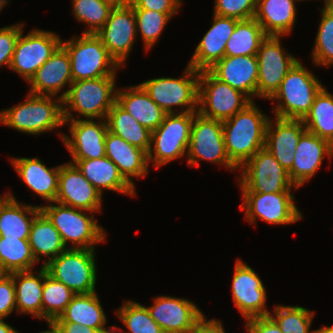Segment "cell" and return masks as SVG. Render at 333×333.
I'll return each mask as SVG.
<instances>
[{
	"mask_svg": "<svg viewBox=\"0 0 333 333\" xmlns=\"http://www.w3.org/2000/svg\"><path fill=\"white\" fill-rule=\"evenodd\" d=\"M259 109L252 101L242 111L222 122L226 151L237 169L265 147L270 116Z\"/></svg>",
	"mask_w": 333,
	"mask_h": 333,
	"instance_id": "1",
	"label": "cell"
},
{
	"mask_svg": "<svg viewBox=\"0 0 333 333\" xmlns=\"http://www.w3.org/2000/svg\"><path fill=\"white\" fill-rule=\"evenodd\" d=\"M115 84L116 76L73 81L59 96L64 120L77 119L72 112L86 119H106L116 102Z\"/></svg>",
	"mask_w": 333,
	"mask_h": 333,
	"instance_id": "2",
	"label": "cell"
},
{
	"mask_svg": "<svg viewBox=\"0 0 333 333\" xmlns=\"http://www.w3.org/2000/svg\"><path fill=\"white\" fill-rule=\"evenodd\" d=\"M27 94L26 101L0 111V123L11 129L39 135L64 125L62 99Z\"/></svg>",
	"mask_w": 333,
	"mask_h": 333,
	"instance_id": "3",
	"label": "cell"
},
{
	"mask_svg": "<svg viewBox=\"0 0 333 333\" xmlns=\"http://www.w3.org/2000/svg\"><path fill=\"white\" fill-rule=\"evenodd\" d=\"M323 87L317 76L298 60L269 99L272 102L278 100L273 108V117L303 120Z\"/></svg>",
	"mask_w": 333,
	"mask_h": 333,
	"instance_id": "4",
	"label": "cell"
},
{
	"mask_svg": "<svg viewBox=\"0 0 333 333\" xmlns=\"http://www.w3.org/2000/svg\"><path fill=\"white\" fill-rule=\"evenodd\" d=\"M54 203L40 206L41 211L59 231L66 248L96 249V244L106 241L105 229L97 222L94 212L89 216L88 211ZM69 243L73 246L68 247Z\"/></svg>",
	"mask_w": 333,
	"mask_h": 333,
	"instance_id": "5",
	"label": "cell"
},
{
	"mask_svg": "<svg viewBox=\"0 0 333 333\" xmlns=\"http://www.w3.org/2000/svg\"><path fill=\"white\" fill-rule=\"evenodd\" d=\"M61 46L69 55L73 81L116 76L121 68L96 34L61 40Z\"/></svg>",
	"mask_w": 333,
	"mask_h": 333,
	"instance_id": "6",
	"label": "cell"
},
{
	"mask_svg": "<svg viewBox=\"0 0 333 333\" xmlns=\"http://www.w3.org/2000/svg\"><path fill=\"white\" fill-rule=\"evenodd\" d=\"M197 112L166 114L163 122L152 131L147 153L148 163L160 168L187 155L191 127Z\"/></svg>",
	"mask_w": 333,
	"mask_h": 333,
	"instance_id": "7",
	"label": "cell"
},
{
	"mask_svg": "<svg viewBox=\"0 0 333 333\" xmlns=\"http://www.w3.org/2000/svg\"><path fill=\"white\" fill-rule=\"evenodd\" d=\"M183 77H160L139 83L167 114L198 112L199 71L189 64ZM181 107L176 112L174 107Z\"/></svg>",
	"mask_w": 333,
	"mask_h": 333,
	"instance_id": "8",
	"label": "cell"
},
{
	"mask_svg": "<svg viewBox=\"0 0 333 333\" xmlns=\"http://www.w3.org/2000/svg\"><path fill=\"white\" fill-rule=\"evenodd\" d=\"M96 249L67 248L44 267L55 280L77 294L96 292Z\"/></svg>",
	"mask_w": 333,
	"mask_h": 333,
	"instance_id": "9",
	"label": "cell"
},
{
	"mask_svg": "<svg viewBox=\"0 0 333 333\" xmlns=\"http://www.w3.org/2000/svg\"><path fill=\"white\" fill-rule=\"evenodd\" d=\"M238 185L241 192L277 193L298 189L289 179L288 171L265 147L254 154L240 169Z\"/></svg>",
	"mask_w": 333,
	"mask_h": 333,
	"instance_id": "10",
	"label": "cell"
},
{
	"mask_svg": "<svg viewBox=\"0 0 333 333\" xmlns=\"http://www.w3.org/2000/svg\"><path fill=\"white\" fill-rule=\"evenodd\" d=\"M251 102L245 94L219 80L209 70L199 71L198 112L202 116L223 122Z\"/></svg>",
	"mask_w": 333,
	"mask_h": 333,
	"instance_id": "11",
	"label": "cell"
},
{
	"mask_svg": "<svg viewBox=\"0 0 333 333\" xmlns=\"http://www.w3.org/2000/svg\"><path fill=\"white\" fill-rule=\"evenodd\" d=\"M187 157L191 167H199V161L207 160L230 171L238 170L226 151L222 121L204 117L199 112L194 115Z\"/></svg>",
	"mask_w": 333,
	"mask_h": 333,
	"instance_id": "12",
	"label": "cell"
},
{
	"mask_svg": "<svg viewBox=\"0 0 333 333\" xmlns=\"http://www.w3.org/2000/svg\"><path fill=\"white\" fill-rule=\"evenodd\" d=\"M241 197L240 210H244L245 219L253 225L257 218L276 225L293 224L302 219V213L294 204V193L242 192Z\"/></svg>",
	"mask_w": 333,
	"mask_h": 333,
	"instance_id": "13",
	"label": "cell"
},
{
	"mask_svg": "<svg viewBox=\"0 0 333 333\" xmlns=\"http://www.w3.org/2000/svg\"><path fill=\"white\" fill-rule=\"evenodd\" d=\"M61 40L58 34L43 29H33L23 36L22 29L9 69L19 74L28 83L61 45Z\"/></svg>",
	"mask_w": 333,
	"mask_h": 333,
	"instance_id": "14",
	"label": "cell"
},
{
	"mask_svg": "<svg viewBox=\"0 0 333 333\" xmlns=\"http://www.w3.org/2000/svg\"><path fill=\"white\" fill-rule=\"evenodd\" d=\"M281 36H267L257 52L258 82L257 97L270 99L279 89L281 82L298 61L282 47Z\"/></svg>",
	"mask_w": 333,
	"mask_h": 333,
	"instance_id": "15",
	"label": "cell"
},
{
	"mask_svg": "<svg viewBox=\"0 0 333 333\" xmlns=\"http://www.w3.org/2000/svg\"><path fill=\"white\" fill-rule=\"evenodd\" d=\"M96 35L109 54L123 67L138 36L132 5L113 7L106 23Z\"/></svg>",
	"mask_w": 333,
	"mask_h": 333,
	"instance_id": "16",
	"label": "cell"
},
{
	"mask_svg": "<svg viewBox=\"0 0 333 333\" xmlns=\"http://www.w3.org/2000/svg\"><path fill=\"white\" fill-rule=\"evenodd\" d=\"M231 287L234 305L246 320L269 315L267 293L260 276L240 259L235 263Z\"/></svg>",
	"mask_w": 333,
	"mask_h": 333,
	"instance_id": "17",
	"label": "cell"
},
{
	"mask_svg": "<svg viewBox=\"0 0 333 333\" xmlns=\"http://www.w3.org/2000/svg\"><path fill=\"white\" fill-rule=\"evenodd\" d=\"M64 120L69 125L71 136L61 134L64 145L72 159H96L105 157V136L108 132L106 119Z\"/></svg>",
	"mask_w": 333,
	"mask_h": 333,
	"instance_id": "18",
	"label": "cell"
},
{
	"mask_svg": "<svg viewBox=\"0 0 333 333\" xmlns=\"http://www.w3.org/2000/svg\"><path fill=\"white\" fill-rule=\"evenodd\" d=\"M102 195L73 163L60 165L55 202L90 212H100Z\"/></svg>",
	"mask_w": 333,
	"mask_h": 333,
	"instance_id": "19",
	"label": "cell"
},
{
	"mask_svg": "<svg viewBox=\"0 0 333 333\" xmlns=\"http://www.w3.org/2000/svg\"><path fill=\"white\" fill-rule=\"evenodd\" d=\"M147 309L164 333H185L204 312L189 299L160 295Z\"/></svg>",
	"mask_w": 333,
	"mask_h": 333,
	"instance_id": "20",
	"label": "cell"
},
{
	"mask_svg": "<svg viewBox=\"0 0 333 333\" xmlns=\"http://www.w3.org/2000/svg\"><path fill=\"white\" fill-rule=\"evenodd\" d=\"M324 156L333 158V145L306 130L299 139L292 167L288 171L290 181L298 188L303 186L322 166Z\"/></svg>",
	"mask_w": 333,
	"mask_h": 333,
	"instance_id": "21",
	"label": "cell"
},
{
	"mask_svg": "<svg viewBox=\"0 0 333 333\" xmlns=\"http://www.w3.org/2000/svg\"><path fill=\"white\" fill-rule=\"evenodd\" d=\"M213 23L198 43L189 65L202 71L211 68L225 56L226 42L233 33L239 20L218 16L213 13Z\"/></svg>",
	"mask_w": 333,
	"mask_h": 333,
	"instance_id": "22",
	"label": "cell"
},
{
	"mask_svg": "<svg viewBox=\"0 0 333 333\" xmlns=\"http://www.w3.org/2000/svg\"><path fill=\"white\" fill-rule=\"evenodd\" d=\"M216 78L241 91L251 101L257 97L258 60L251 56H224L208 69Z\"/></svg>",
	"mask_w": 333,
	"mask_h": 333,
	"instance_id": "23",
	"label": "cell"
},
{
	"mask_svg": "<svg viewBox=\"0 0 333 333\" xmlns=\"http://www.w3.org/2000/svg\"><path fill=\"white\" fill-rule=\"evenodd\" d=\"M266 127L265 148L289 171L301 135L306 131L302 120L275 117Z\"/></svg>",
	"mask_w": 333,
	"mask_h": 333,
	"instance_id": "24",
	"label": "cell"
},
{
	"mask_svg": "<svg viewBox=\"0 0 333 333\" xmlns=\"http://www.w3.org/2000/svg\"><path fill=\"white\" fill-rule=\"evenodd\" d=\"M70 58L67 51L60 45L50 58L37 70L28 82L29 93L44 96H57L65 87L71 85Z\"/></svg>",
	"mask_w": 333,
	"mask_h": 333,
	"instance_id": "25",
	"label": "cell"
},
{
	"mask_svg": "<svg viewBox=\"0 0 333 333\" xmlns=\"http://www.w3.org/2000/svg\"><path fill=\"white\" fill-rule=\"evenodd\" d=\"M10 161L29 189L47 203L55 202L58 192L60 165L48 168L37 157H12Z\"/></svg>",
	"mask_w": 333,
	"mask_h": 333,
	"instance_id": "26",
	"label": "cell"
},
{
	"mask_svg": "<svg viewBox=\"0 0 333 333\" xmlns=\"http://www.w3.org/2000/svg\"><path fill=\"white\" fill-rule=\"evenodd\" d=\"M105 154L116 164L120 174L135 189L132 179L145 177L149 172L147 153L110 131L105 136Z\"/></svg>",
	"mask_w": 333,
	"mask_h": 333,
	"instance_id": "27",
	"label": "cell"
},
{
	"mask_svg": "<svg viewBox=\"0 0 333 333\" xmlns=\"http://www.w3.org/2000/svg\"><path fill=\"white\" fill-rule=\"evenodd\" d=\"M77 166L83 176L103 194L104 190H111L136 196V190L120 174L116 164L108 157L96 159H72L69 161Z\"/></svg>",
	"mask_w": 333,
	"mask_h": 333,
	"instance_id": "28",
	"label": "cell"
},
{
	"mask_svg": "<svg viewBox=\"0 0 333 333\" xmlns=\"http://www.w3.org/2000/svg\"><path fill=\"white\" fill-rule=\"evenodd\" d=\"M300 0H257L255 19L267 36H285L292 32Z\"/></svg>",
	"mask_w": 333,
	"mask_h": 333,
	"instance_id": "29",
	"label": "cell"
},
{
	"mask_svg": "<svg viewBox=\"0 0 333 333\" xmlns=\"http://www.w3.org/2000/svg\"><path fill=\"white\" fill-rule=\"evenodd\" d=\"M116 102L151 132L163 122L167 114L150 98L140 84L126 87L124 91L117 89Z\"/></svg>",
	"mask_w": 333,
	"mask_h": 333,
	"instance_id": "30",
	"label": "cell"
},
{
	"mask_svg": "<svg viewBox=\"0 0 333 333\" xmlns=\"http://www.w3.org/2000/svg\"><path fill=\"white\" fill-rule=\"evenodd\" d=\"M15 287L16 312L29 314L42 320V292L44 283V266L36 275L34 271L10 273Z\"/></svg>",
	"mask_w": 333,
	"mask_h": 333,
	"instance_id": "31",
	"label": "cell"
},
{
	"mask_svg": "<svg viewBox=\"0 0 333 333\" xmlns=\"http://www.w3.org/2000/svg\"><path fill=\"white\" fill-rule=\"evenodd\" d=\"M28 242L37 263L41 261L40 256L47 257L48 260L44 259L42 266L67 249L59 231L42 211L31 225Z\"/></svg>",
	"mask_w": 333,
	"mask_h": 333,
	"instance_id": "32",
	"label": "cell"
},
{
	"mask_svg": "<svg viewBox=\"0 0 333 333\" xmlns=\"http://www.w3.org/2000/svg\"><path fill=\"white\" fill-rule=\"evenodd\" d=\"M103 310L97 292L77 294L65 311L53 322L77 323L83 327L99 329L106 327L107 324V317Z\"/></svg>",
	"mask_w": 333,
	"mask_h": 333,
	"instance_id": "33",
	"label": "cell"
},
{
	"mask_svg": "<svg viewBox=\"0 0 333 333\" xmlns=\"http://www.w3.org/2000/svg\"><path fill=\"white\" fill-rule=\"evenodd\" d=\"M40 212L39 205L20 204L13 196L0 212V237L28 239L31 225Z\"/></svg>",
	"mask_w": 333,
	"mask_h": 333,
	"instance_id": "34",
	"label": "cell"
},
{
	"mask_svg": "<svg viewBox=\"0 0 333 333\" xmlns=\"http://www.w3.org/2000/svg\"><path fill=\"white\" fill-rule=\"evenodd\" d=\"M106 121L108 131L148 153L152 132L138 123L117 102L109 110Z\"/></svg>",
	"mask_w": 333,
	"mask_h": 333,
	"instance_id": "35",
	"label": "cell"
},
{
	"mask_svg": "<svg viewBox=\"0 0 333 333\" xmlns=\"http://www.w3.org/2000/svg\"><path fill=\"white\" fill-rule=\"evenodd\" d=\"M266 37L255 18L239 20L226 42L225 56L257 55L260 44Z\"/></svg>",
	"mask_w": 333,
	"mask_h": 333,
	"instance_id": "36",
	"label": "cell"
},
{
	"mask_svg": "<svg viewBox=\"0 0 333 333\" xmlns=\"http://www.w3.org/2000/svg\"><path fill=\"white\" fill-rule=\"evenodd\" d=\"M302 121L307 131L333 145V94L325 86L315 96L309 113Z\"/></svg>",
	"mask_w": 333,
	"mask_h": 333,
	"instance_id": "37",
	"label": "cell"
},
{
	"mask_svg": "<svg viewBox=\"0 0 333 333\" xmlns=\"http://www.w3.org/2000/svg\"><path fill=\"white\" fill-rule=\"evenodd\" d=\"M36 263L28 239L0 237V273L31 271Z\"/></svg>",
	"mask_w": 333,
	"mask_h": 333,
	"instance_id": "38",
	"label": "cell"
},
{
	"mask_svg": "<svg viewBox=\"0 0 333 333\" xmlns=\"http://www.w3.org/2000/svg\"><path fill=\"white\" fill-rule=\"evenodd\" d=\"M75 295L67 286L50 276L44 267L42 319L45 322L59 317Z\"/></svg>",
	"mask_w": 333,
	"mask_h": 333,
	"instance_id": "39",
	"label": "cell"
},
{
	"mask_svg": "<svg viewBox=\"0 0 333 333\" xmlns=\"http://www.w3.org/2000/svg\"><path fill=\"white\" fill-rule=\"evenodd\" d=\"M312 61L316 66L331 67L333 64V5H323Z\"/></svg>",
	"mask_w": 333,
	"mask_h": 333,
	"instance_id": "40",
	"label": "cell"
},
{
	"mask_svg": "<svg viewBox=\"0 0 333 333\" xmlns=\"http://www.w3.org/2000/svg\"><path fill=\"white\" fill-rule=\"evenodd\" d=\"M269 316L276 322L282 333H315L310 330L315 313L301 306L275 305Z\"/></svg>",
	"mask_w": 333,
	"mask_h": 333,
	"instance_id": "41",
	"label": "cell"
},
{
	"mask_svg": "<svg viewBox=\"0 0 333 333\" xmlns=\"http://www.w3.org/2000/svg\"><path fill=\"white\" fill-rule=\"evenodd\" d=\"M128 333H164L151 317L147 306L133 301H124L115 312Z\"/></svg>",
	"mask_w": 333,
	"mask_h": 333,
	"instance_id": "42",
	"label": "cell"
},
{
	"mask_svg": "<svg viewBox=\"0 0 333 333\" xmlns=\"http://www.w3.org/2000/svg\"><path fill=\"white\" fill-rule=\"evenodd\" d=\"M75 19L88 28L83 34H96L106 23L112 6L103 0H72Z\"/></svg>",
	"mask_w": 333,
	"mask_h": 333,
	"instance_id": "43",
	"label": "cell"
},
{
	"mask_svg": "<svg viewBox=\"0 0 333 333\" xmlns=\"http://www.w3.org/2000/svg\"><path fill=\"white\" fill-rule=\"evenodd\" d=\"M134 13L136 31L140 32L146 51L158 42L168 21L175 16L147 9H134Z\"/></svg>",
	"mask_w": 333,
	"mask_h": 333,
	"instance_id": "44",
	"label": "cell"
},
{
	"mask_svg": "<svg viewBox=\"0 0 333 333\" xmlns=\"http://www.w3.org/2000/svg\"><path fill=\"white\" fill-rule=\"evenodd\" d=\"M257 0H215L213 13L234 18L247 20L255 17Z\"/></svg>",
	"mask_w": 333,
	"mask_h": 333,
	"instance_id": "45",
	"label": "cell"
},
{
	"mask_svg": "<svg viewBox=\"0 0 333 333\" xmlns=\"http://www.w3.org/2000/svg\"><path fill=\"white\" fill-rule=\"evenodd\" d=\"M23 23L0 28V67H10L16 42L23 29Z\"/></svg>",
	"mask_w": 333,
	"mask_h": 333,
	"instance_id": "46",
	"label": "cell"
},
{
	"mask_svg": "<svg viewBox=\"0 0 333 333\" xmlns=\"http://www.w3.org/2000/svg\"><path fill=\"white\" fill-rule=\"evenodd\" d=\"M16 310L15 287L11 274L0 273V319Z\"/></svg>",
	"mask_w": 333,
	"mask_h": 333,
	"instance_id": "47",
	"label": "cell"
},
{
	"mask_svg": "<svg viewBox=\"0 0 333 333\" xmlns=\"http://www.w3.org/2000/svg\"><path fill=\"white\" fill-rule=\"evenodd\" d=\"M181 4V0H131L133 9L154 10L167 15H175Z\"/></svg>",
	"mask_w": 333,
	"mask_h": 333,
	"instance_id": "48",
	"label": "cell"
},
{
	"mask_svg": "<svg viewBox=\"0 0 333 333\" xmlns=\"http://www.w3.org/2000/svg\"><path fill=\"white\" fill-rule=\"evenodd\" d=\"M245 325L248 333H282L269 315L247 319Z\"/></svg>",
	"mask_w": 333,
	"mask_h": 333,
	"instance_id": "49",
	"label": "cell"
},
{
	"mask_svg": "<svg viewBox=\"0 0 333 333\" xmlns=\"http://www.w3.org/2000/svg\"><path fill=\"white\" fill-rule=\"evenodd\" d=\"M185 333H226V331L219 319L207 320L204 315Z\"/></svg>",
	"mask_w": 333,
	"mask_h": 333,
	"instance_id": "50",
	"label": "cell"
},
{
	"mask_svg": "<svg viewBox=\"0 0 333 333\" xmlns=\"http://www.w3.org/2000/svg\"><path fill=\"white\" fill-rule=\"evenodd\" d=\"M61 333H89L93 332L95 329L90 327H83L77 323L70 322H54Z\"/></svg>",
	"mask_w": 333,
	"mask_h": 333,
	"instance_id": "51",
	"label": "cell"
},
{
	"mask_svg": "<svg viewBox=\"0 0 333 333\" xmlns=\"http://www.w3.org/2000/svg\"><path fill=\"white\" fill-rule=\"evenodd\" d=\"M0 333H18V331L10 324L0 319Z\"/></svg>",
	"mask_w": 333,
	"mask_h": 333,
	"instance_id": "52",
	"label": "cell"
},
{
	"mask_svg": "<svg viewBox=\"0 0 333 333\" xmlns=\"http://www.w3.org/2000/svg\"><path fill=\"white\" fill-rule=\"evenodd\" d=\"M112 7H124L131 4V0H103Z\"/></svg>",
	"mask_w": 333,
	"mask_h": 333,
	"instance_id": "53",
	"label": "cell"
},
{
	"mask_svg": "<svg viewBox=\"0 0 333 333\" xmlns=\"http://www.w3.org/2000/svg\"><path fill=\"white\" fill-rule=\"evenodd\" d=\"M109 328L107 329L105 327H102V328H99V329H95L93 332H89V333H122L120 331L121 329L116 327L115 325L112 326V327H109Z\"/></svg>",
	"mask_w": 333,
	"mask_h": 333,
	"instance_id": "54",
	"label": "cell"
},
{
	"mask_svg": "<svg viewBox=\"0 0 333 333\" xmlns=\"http://www.w3.org/2000/svg\"><path fill=\"white\" fill-rule=\"evenodd\" d=\"M13 193L12 192H6L5 195L1 196L0 193V212L4 208V206L13 198Z\"/></svg>",
	"mask_w": 333,
	"mask_h": 333,
	"instance_id": "55",
	"label": "cell"
},
{
	"mask_svg": "<svg viewBox=\"0 0 333 333\" xmlns=\"http://www.w3.org/2000/svg\"><path fill=\"white\" fill-rule=\"evenodd\" d=\"M49 325L48 330H43L41 332L38 333H61V331L59 330V328L57 327V325L53 322V321H47L46 322Z\"/></svg>",
	"mask_w": 333,
	"mask_h": 333,
	"instance_id": "56",
	"label": "cell"
},
{
	"mask_svg": "<svg viewBox=\"0 0 333 333\" xmlns=\"http://www.w3.org/2000/svg\"><path fill=\"white\" fill-rule=\"evenodd\" d=\"M315 333H333V326H322L315 330Z\"/></svg>",
	"mask_w": 333,
	"mask_h": 333,
	"instance_id": "57",
	"label": "cell"
},
{
	"mask_svg": "<svg viewBox=\"0 0 333 333\" xmlns=\"http://www.w3.org/2000/svg\"><path fill=\"white\" fill-rule=\"evenodd\" d=\"M9 0H0V11L3 9L4 6H6Z\"/></svg>",
	"mask_w": 333,
	"mask_h": 333,
	"instance_id": "58",
	"label": "cell"
},
{
	"mask_svg": "<svg viewBox=\"0 0 333 333\" xmlns=\"http://www.w3.org/2000/svg\"><path fill=\"white\" fill-rule=\"evenodd\" d=\"M300 1H305V0H300ZM333 4V0H325L324 5H330Z\"/></svg>",
	"mask_w": 333,
	"mask_h": 333,
	"instance_id": "59",
	"label": "cell"
}]
</instances>
